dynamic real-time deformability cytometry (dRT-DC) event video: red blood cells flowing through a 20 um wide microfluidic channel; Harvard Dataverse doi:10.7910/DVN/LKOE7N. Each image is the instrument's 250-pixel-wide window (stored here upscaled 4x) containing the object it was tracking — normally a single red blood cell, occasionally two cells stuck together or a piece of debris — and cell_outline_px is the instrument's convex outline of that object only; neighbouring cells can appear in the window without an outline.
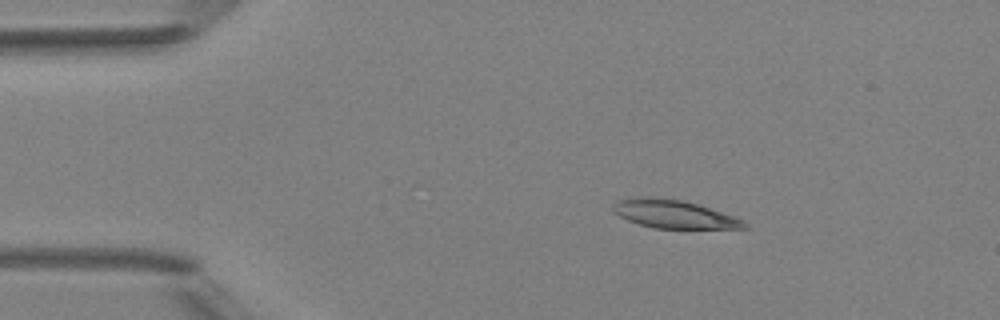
{"species": "Egyptian fruit bat (a non-hibernating species)", "species_latin": "Rousettus aegyptiacus", "temperature_condition": "room temperature", "stored_images_in_passage": 5, "camera_frame_rate_fps": 3000, "um_per_image_px": 0.085, "animal": {"sex": "female"}, "frame": {"image": 1, "passage_image": 2, "time_ms": 1.0, "image_size_px": [1000, 320], "cell_outline_px": [[752, 228], [652, 228], [628, 220], [612, 212], [612, 204], [620, 200], [644, 196], [648, 196], [680, 200], [696, 204], [744, 220]], "centroid_in_image_um": [57.26, 18.2], "position_along_channel_um": 27.7, "area_um2": 21.27}}
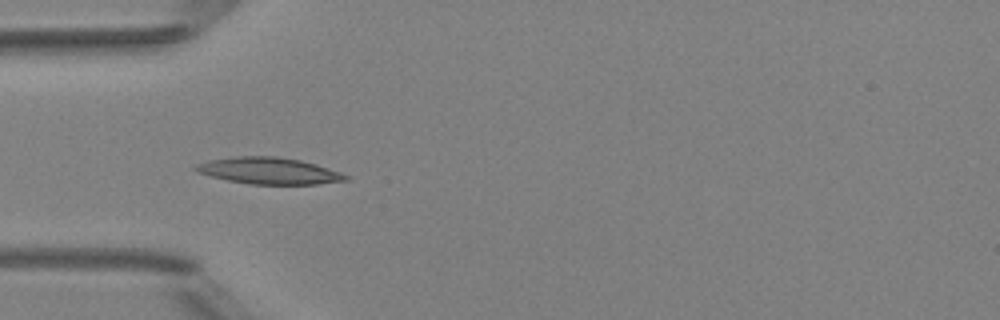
{"frame": {"image": 2, "passage_image": 4, "time_ms": 3.333, "image_size_px": [1000, 320], "cell_outline_px": [[352, 176], [348, 180], [316, 184], [252, 184], [228, 180], [196, 172], [192, 168], [196, 164], [208, 160], [232, 156], [276, 156], [300, 160], [316, 164]], "centroid_in_image_um": [22.85, 14.51], "position_along_channel_um": 62.1, "area_um2": 23.29}}
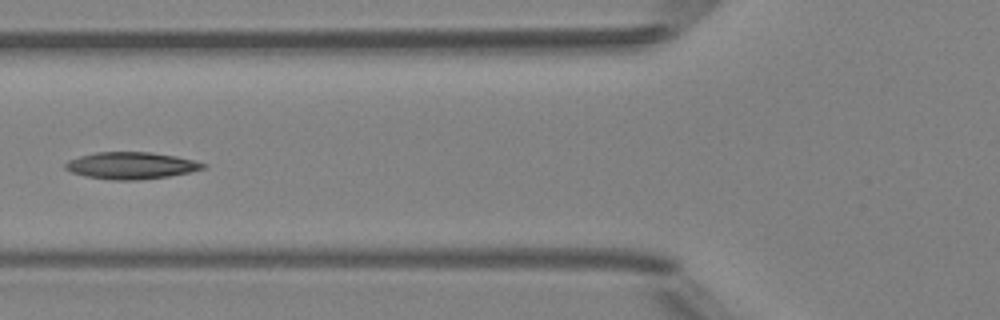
{"frame": {"image": 3, "passage_image": 5, "time_ms": 4.667, "image_size_px": [1000, 320], "cell_outline_px": [[208, 164], [204, 168], [188, 172], [168, 176], [136, 180], [112, 180], [88, 176], [72, 172], [64, 168], [64, 164], [68, 160], [80, 156], [96, 152], [152, 152], [176, 156], [196, 160]], "centroid_in_image_um": [11.16, 14.06], "position_along_channel_um": 114.6, "area_um2": 21.5}}